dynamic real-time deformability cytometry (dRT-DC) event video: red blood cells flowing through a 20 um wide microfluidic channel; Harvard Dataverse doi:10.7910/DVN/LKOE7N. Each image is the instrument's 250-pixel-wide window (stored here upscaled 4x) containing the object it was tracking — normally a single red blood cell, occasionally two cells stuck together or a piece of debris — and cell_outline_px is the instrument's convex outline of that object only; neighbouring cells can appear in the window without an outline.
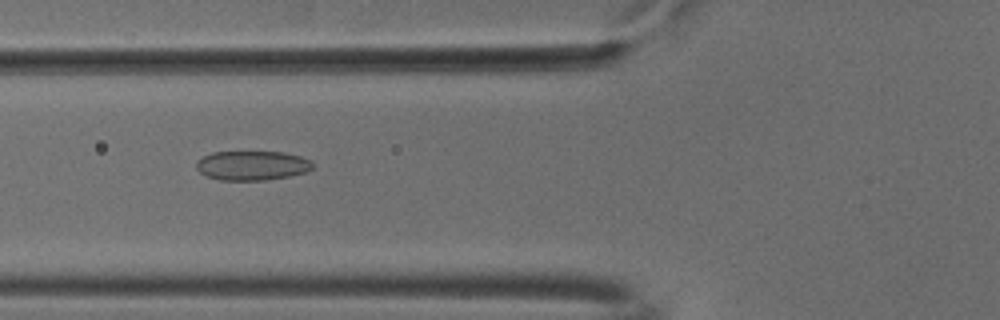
{"species": "common noctule bat (a hibernating species)", "species_latin": "Nyctalus noctula", "temperature_condition": "cold", "stored_images_in_passage": 47, "camera_frame_rate_fps": 3000, "um_per_image_px": 0.085, "animal": {"sex": "male", "body_mass_g": 18.8}, "frame": {"image": 1, "passage_image": 14, "time_ms": 4.333, "image_size_px": [1000, 320], "cell_outline_px": [[312, 168], [304, 172], [288, 176], [264, 180], [220, 180], [208, 176], [200, 172], [196, 168], [196, 160], [212, 152], [284, 152], [300, 156], [312, 160]], "centroid_in_image_um": [21.41, 14.06], "position_along_channel_um": 104.4, "area_um2": 19.83}}
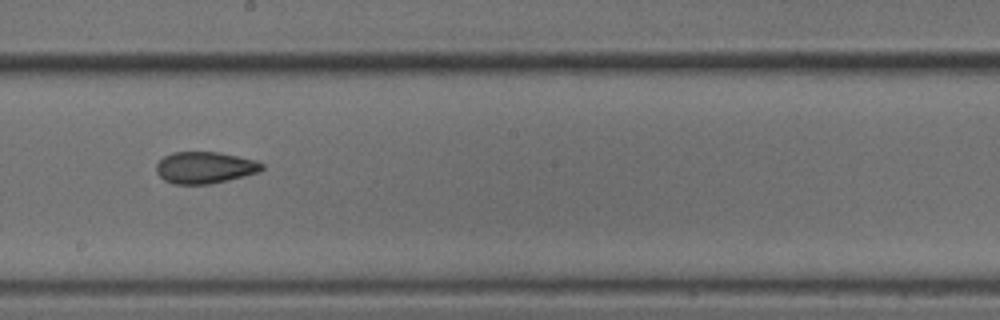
{"frame": {"image": 2, "passage_image": 24, "time_ms": 7.667, "image_size_px": [1000, 320], "cell_outline_px": [[264, 168], [260, 172], [228, 180], [208, 184], [172, 184], [164, 180], [156, 172], [156, 164], [164, 156], [172, 152], [220, 152], [256, 160], [264, 164]], "centroid_in_image_um": [17.42, 14.24], "position_along_channel_um": 230.8, "area_um2": 19.65}}
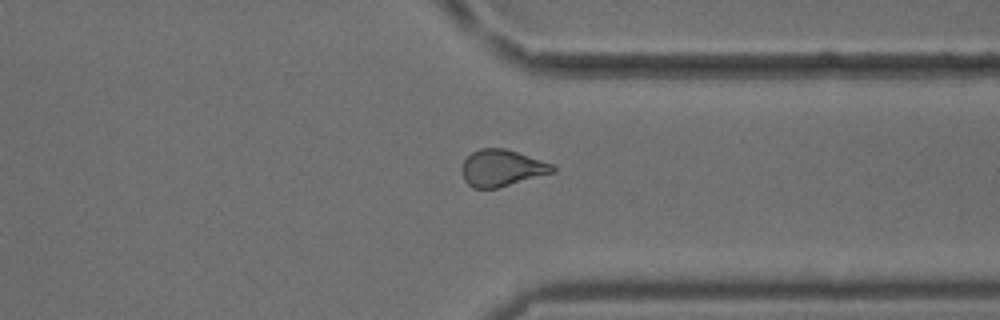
{"frame": {"image": 3, "passage_image": 35, "time_ms": 11.333, "image_size_px": [1000, 320], "cell_outline_px": [[556, 172], [496, 188], [472, 188], [464, 180], [464, 160], [472, 152], [480, 148], [504, 148], [556, 164]], "centroid_in_image_um": [42.72, 14.27], "position_along_channel_um": 368.7, "area_um2": 19.31}, "authors_computed_cell_mechanics": {"area_um2": 19.7676, "velocity_mm_per_s": 3.7821, "shape_relaxation_time_tau1_ms": null, "shape_relaxation_time_tau2_ms": 2.8503, "deformation_change_tau1": null, "deformation_change_tau2": 0.0942}}